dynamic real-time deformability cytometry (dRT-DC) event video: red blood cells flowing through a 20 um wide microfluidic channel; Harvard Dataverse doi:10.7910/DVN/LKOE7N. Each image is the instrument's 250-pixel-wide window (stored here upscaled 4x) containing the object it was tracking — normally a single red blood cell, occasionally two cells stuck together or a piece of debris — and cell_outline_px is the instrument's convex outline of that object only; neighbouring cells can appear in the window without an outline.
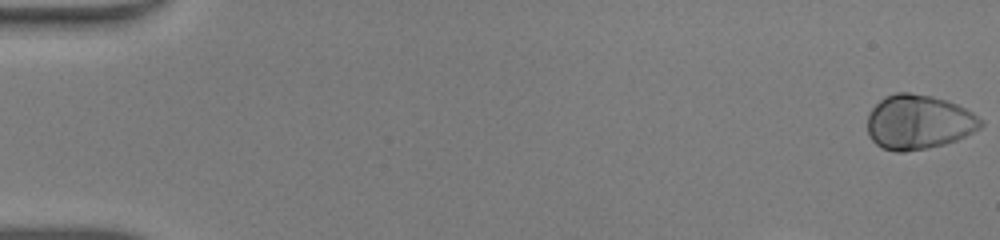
{"species": "human", "species_latin": "Homo sapiens", "temperature_condition": "warm", "stored_images_in_passage": 38, "camera_frame_rate_fps": 3000, "um_per_image_px": 0.085, "donor": {"sex": "male"}, "frame": {"image": 1, "passage_image": 1, "time_ms": 0.0, "image_size_px": [1000, 240], "cell_outline_px": [[984, 124], [980, 128], [956, 140], [944, 144], [928, 148], [904, 152], [896, 152], [884, 148], [876, 144], [868, 136], [868, 116], [872, 108], [884, 96], [896, 92], [908, 92], [932, 96], [948, 100], [972, 112], [984, 120]], "centroid_in_image_um": [78.08, 10.37], "position_along_channel_um": 6.9, "area_um2": 36.13}}
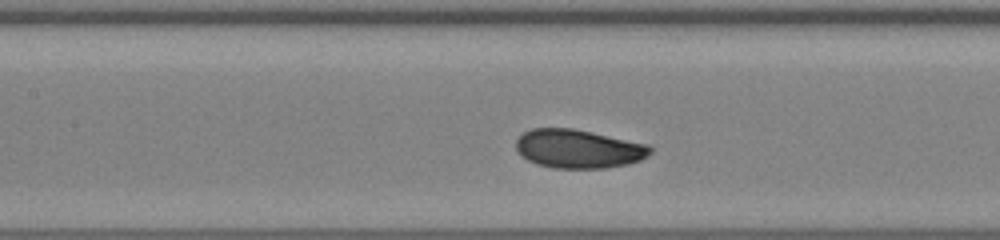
{"frame": {"image": 2, "passage_image": 20, "time_ms": 6.333, "image_size_px": [1000, 240], "cell_outline_px": [[652, 152], [648, 156], [640, 160], [628, 164], [604, 168], [552, 168], [536, 164], [520, 156], [516, 152], [516, 140], [524, 132], [532, 128], [572, 128], [592, 132], [648, 144], [652, 148]], "centroid_in_image_um": [49.15, 12.65], "position_along_channel_um": 158.3, "area_um2": 30.46}}
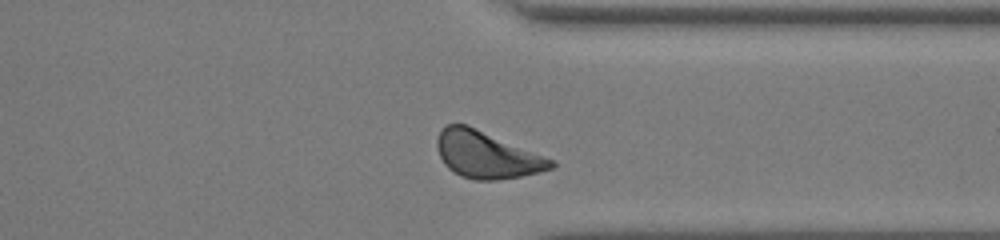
{"frame": {"image": 3, "passage_image": 35, "time_ms": 11.333, "image_size_px": [1000, 240], "cell_outline_px": [[556, 164], [552, 168], [540, 172], [520, 176], [496, 180], [476, 180], [460, 176], [448, 168], [444, 164], [436, 148], [436, 140], [440, 128], [448, 124], [468, 124], [556, 160]], "centroid_in_image_um": [41.36, 13.14], "position_along_channel_um": 370.0, "area_um2": 31.5}}